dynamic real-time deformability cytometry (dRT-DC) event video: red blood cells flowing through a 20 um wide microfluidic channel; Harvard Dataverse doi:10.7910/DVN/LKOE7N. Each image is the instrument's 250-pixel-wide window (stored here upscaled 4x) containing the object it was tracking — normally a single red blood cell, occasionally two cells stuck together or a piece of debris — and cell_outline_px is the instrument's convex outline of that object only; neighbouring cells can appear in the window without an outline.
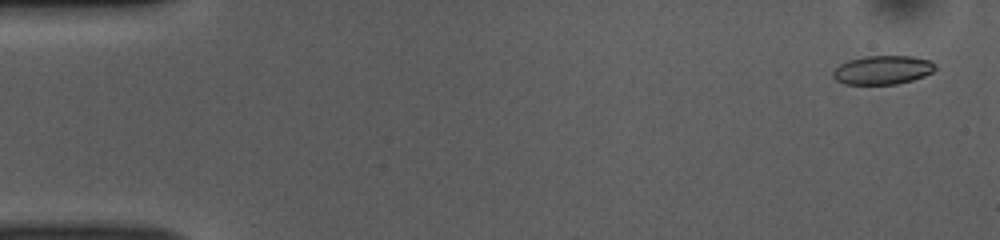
{"species": "common noctule bat (a hibernating species)", "species_latin": "Nyctalus noctula", "temperature_condition": "room temperature", "stored_images_in_passage": 51, "camera_frame_rate_fps": 3000, "um_per_image_px": 0.085, "animal": {"sex": "female", "body_mass_g": 10.0, "forearm_length_mm": 53.1}, "frame": {"image": 1, "passage_image": 2, "time_ms": 0.333, "image_size_px": [1000, 240], "cell_outline_px": [[936, 68], [932, 72], [924, 76], [912, 80], [896, 84], [844, 84], [836, 80], [832, 76], [832, 72], [840, 64], [848, 60], [864, 56], [912, 56], [932, 60], [936, 64]], "centroid_in_image_um": [75.04, 5.94], "position_along_channel_um": 10.0, "area_um2": 17.28}}
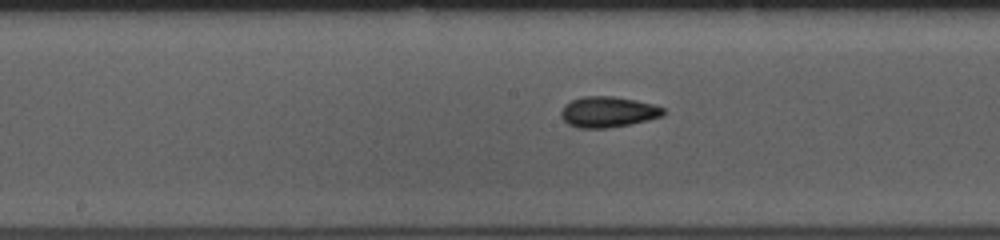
{"frame": {"image": 2, "passage_image": 26, "time_ms": 8.333, "image_size_px": [1000, 240], "cell_outline_px": [[664, 116], [648, 120], [628, 124], [604, 128], [580, 128], [568, 124], [560, 116], [560, 112], [564, 104], [572, 100], [584, 96], [612, 96], [636, 100], [652, 104], [664, 108]], "centroid_in_image_um": [51.66, 9.51], "position_along_channel_um": 196.5, "area_um2": 18.26}}
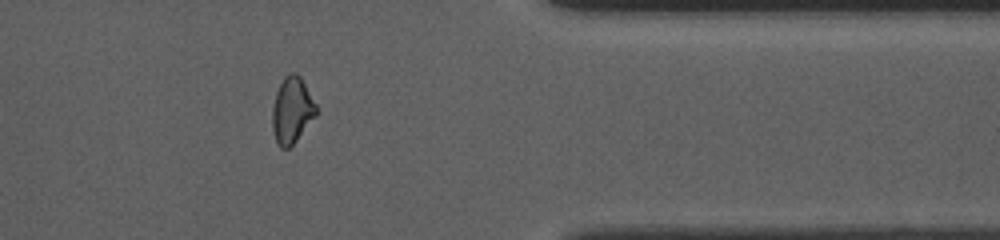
{"frame": {"image": 3, "passage_image": 42, "time_ms": 13.667, "image_size_px": [1000, 240], "cell_outline_px": [[316, 116], [296, 140], [288, 148], [280, 148], [276, 140], [272, 128], [272, 108], [276, 92], [284, 76], [292, 72], [296, 72], [300, 76], [316, 104]], "centroid_in_image_um": [24.81, 9.36], "position_along_channel_um": 386.6, "area_um2": 16.76}, "authors_computed_cell_mechanics": {"area_um2": 17.629, "velocity_mm_per_s": 3.8685, "shape_relaxation_time_tau1_ms": 5.43, "shape_relaxation_time_tau2_ms": 3.4907, "deformation_change_tau1": 0.1163, "deformation_change_tau2": 0.0837}}